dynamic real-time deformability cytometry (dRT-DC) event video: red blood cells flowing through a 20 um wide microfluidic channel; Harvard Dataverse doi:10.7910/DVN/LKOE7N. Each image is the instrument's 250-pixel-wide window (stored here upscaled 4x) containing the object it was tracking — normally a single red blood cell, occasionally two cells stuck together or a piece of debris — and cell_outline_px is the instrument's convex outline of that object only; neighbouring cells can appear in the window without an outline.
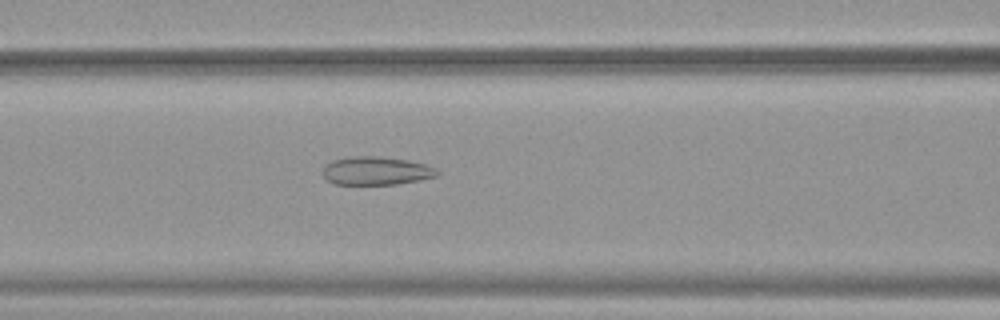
{"species": "common noctule bat (a hibernating species)", "species_latin": "Nyctalus noctula", "temperature_condition": "warm", "stored_images_in_passage": 41, "camera_frame_rate_fps": 3000, "um_per_image_px": 0.085, "animal": {"sex": "female", "body_mass_g": 19.9}, "frame": {"image": 1, "passage_image": 18, "time_ms": 5.667, "image_size_px": [1000, 320], "cell_outline_px": [[440, 172], [436, 176], [420, 180], [396, 184], [336, 184], [328, 180], [320, 172], [332, 160], [352, 156], [380, 156], [408, 160], [424, 164], [436, 168]], "centroid_in_image_um": [31.98, 14.51], "position_along_channel_um": 134.6, "area_um2": 18.84}}
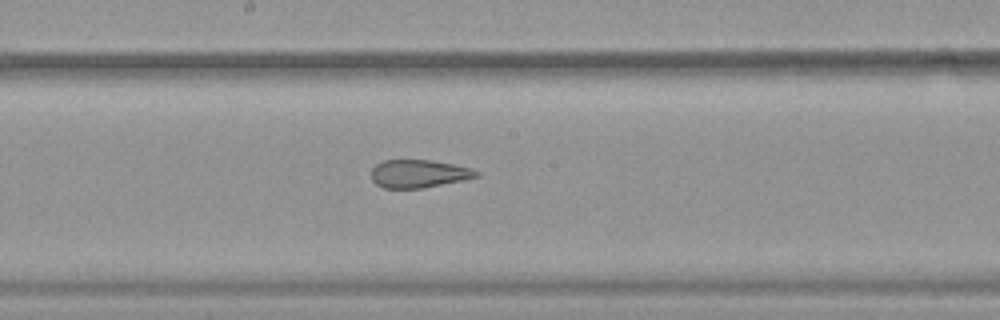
{"frame": {"image": 2, "passage_image": 24, "time_ms": 7.667, "image_size_px": [1000, 320], "cell_outline_px": [[480, 176], [464, 180], [424, 188], [384, 188], [376, 184], [372, 180], [372, 168], [376, 164], [384, 160], [432, 160], [472, 168], [480, 172]], "centroid_in_image_um": [35.62, 14.76], "position_along_channel_um": 212.6, "area_um2": 17.22}}
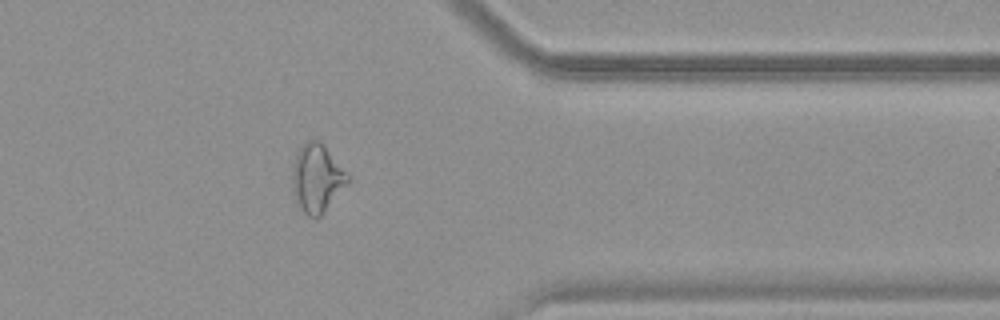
{"frame": {"image": 3, "passage_image": 38, "time_ms": 12.333, "image_size_px": [1000, 320], "cell_outline_px": [[352, 180], [320, 216], [316, 220], [308, 216], [304, 212], [296, 200], [292, 192], [292, 168], [296, 152], [308, 140], [320, 140], [324, 144], [352, 176]], "centroid_in_image_um": [26.98, 15.14], "position_along_channel_um": 384.4, "area_um2": 22.54}}